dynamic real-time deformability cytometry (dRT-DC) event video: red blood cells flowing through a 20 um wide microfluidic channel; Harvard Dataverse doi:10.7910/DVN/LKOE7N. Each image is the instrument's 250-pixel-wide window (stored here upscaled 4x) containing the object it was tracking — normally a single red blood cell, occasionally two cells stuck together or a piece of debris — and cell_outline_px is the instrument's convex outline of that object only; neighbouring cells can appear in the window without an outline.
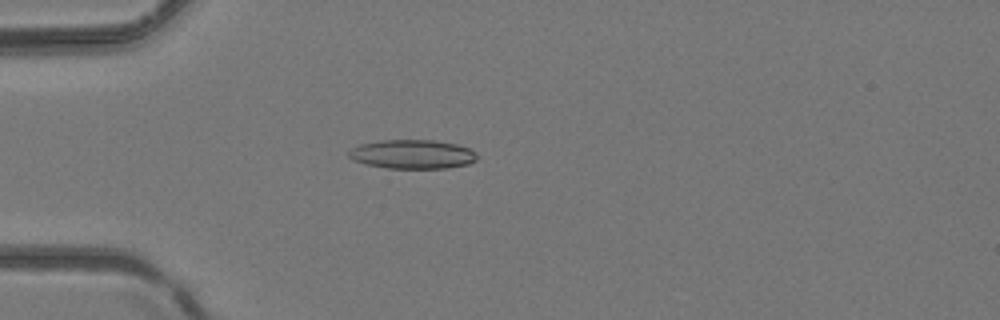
{"species": "common noctule bat (a hibernating species)", "species_latin": "Nyctalus noctula", "temperature_condition": "room temperature", "stored_images_in_passage": 4, "camera_frame_rate_fps": 3000, "um_per_image_px": 0.085, "animal": {"sex": "female", "body_mass_g": 24.6, "forearm_length_mm": 56.2}, "frame": {"image": 1, "passage_image": 4, "time_ms": 1.0, "image_size_px": [1000, 320], "cell_outline_px": [[476, 160], [468, 164], [444, 168], [388, 168], [364, 164], [352, 160], [348, 156], [348, 152], [352, 148], [360, 144], [380, 140], [436, 140], [456, 144], [468, 148], [476, 152]], "centroid_in_image_um": [35.03, 13.1], "position_along_channel_um": 50.0, "area_um2": 21.73}}